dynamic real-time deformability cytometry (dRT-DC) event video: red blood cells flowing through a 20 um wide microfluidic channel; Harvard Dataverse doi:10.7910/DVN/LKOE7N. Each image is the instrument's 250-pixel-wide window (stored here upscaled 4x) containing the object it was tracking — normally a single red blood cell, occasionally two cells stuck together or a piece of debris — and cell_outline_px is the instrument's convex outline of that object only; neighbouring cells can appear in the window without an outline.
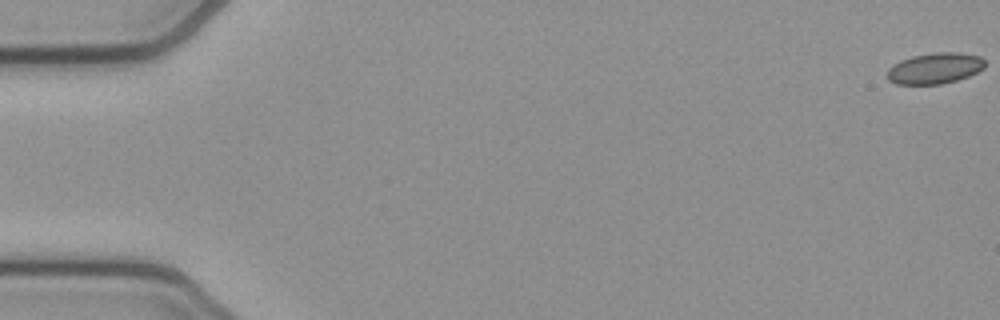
{"species": "common noctule bat (a hibernating species)", "species_latin": "Nyctalus noctula", "temperature_condition": "cold", "stored_images_in_passage": 55, "camera_frame_rate_fps": 3000, "um_per_image_px": 0.085, "animal": {"sex": "female", "body_mass_g": 21.9}, "frame": {"image": 1, "passage_image": 1, "time_ms": 0.0, "image_size_px": [1000, 320], "cell_outline_px": [[984, 68], [968, 76], [956, 80], [940, 84], [896, 84], [888, 80], [888, 68], [892, 64], [900, 60], [912, 56], [936, 52], [956, 52], [980, 56], [984, 60]], "centroid_in_image_um": [79.44, 5.8], "position_along_channel_um": 5.6, "area_um2": 17.57}}
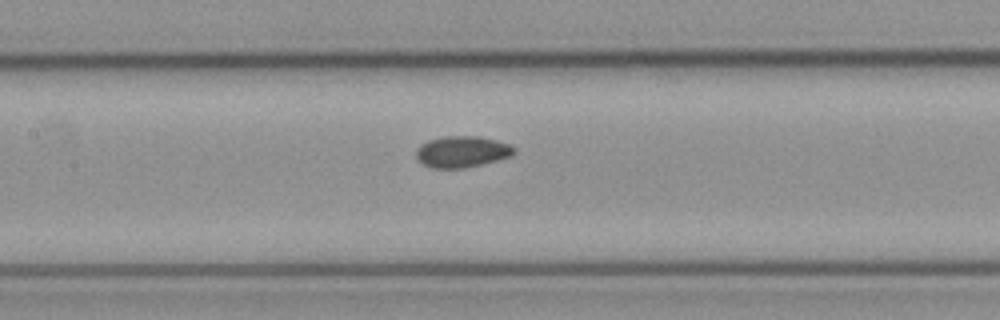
{"frame": {"image": 2, "passage_image": 26, "time_ms": 8.333, "image_size_px": [1000, 320], "cell_outline_px": [[516, 152], [512, 156], [464, 168], [432, 168], [416, 160], [416, 148], [420, 144], [428, 140], [444, 136], [480, 136], [512, 144], [516, 148]], "centroid_in_image_um": [39.27, 12.88], "position_along_channel_um": 168.1, "area_um2": 18.09}}
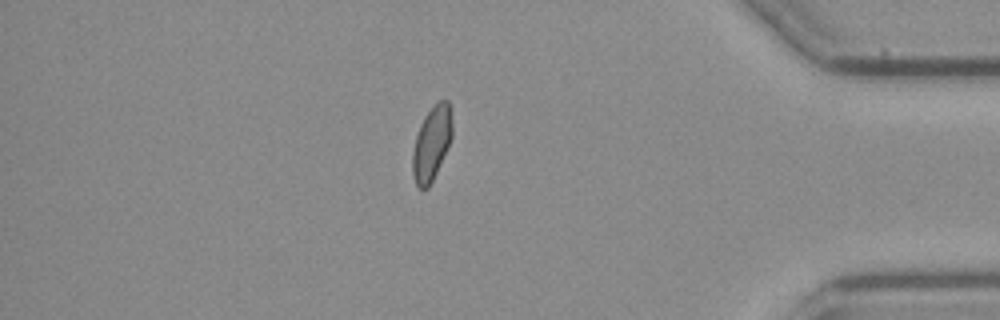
{"frame": {"image": 3, "passage_image": 47, "time_ms": 15.333, "image_size_px": [1000, 320], "cell_outline_px": [[452, 136], [436, 172], [428, 188], [420, 188], [416, 184], [412, 172], [412, 152], [416, 136], [420, 124], [424, 116], [436, 100], [448, 100], [452, 112]], "centroid_in_image_um": [36.69, 12.11], "position_along_channel_um": 398.5, "area_um2": 17.11}, "authors_computed_cell_mechanics": {"area_um2": 17.3978, "velocity_mm_per_s": 3.8216, "shape_relaxation_time_tau1_ms": null, "shape_relaxation_time_tau2_ms": 2.4298, "deformation_change_tau1": null, "deformation_change_tau2": 0.0465}}